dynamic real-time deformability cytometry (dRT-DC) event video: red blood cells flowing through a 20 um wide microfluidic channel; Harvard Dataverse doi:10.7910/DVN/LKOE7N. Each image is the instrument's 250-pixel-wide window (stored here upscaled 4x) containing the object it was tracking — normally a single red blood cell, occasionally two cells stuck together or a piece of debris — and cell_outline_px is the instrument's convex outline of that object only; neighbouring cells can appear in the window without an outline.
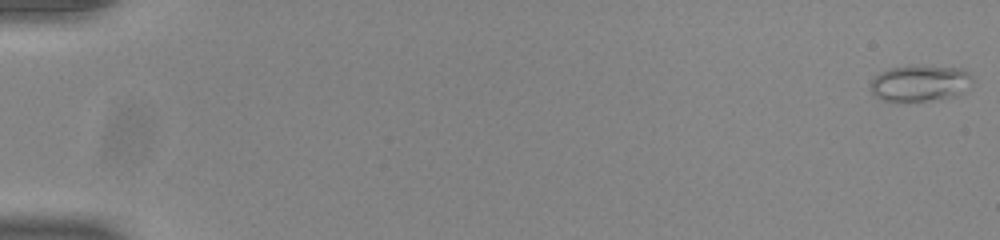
{"species": "common noctule bat (a hibernating species)", "species_latin": "Nyctalus noctula", "temperature_condition": "room temperature", "stored_images_in_passage": 53, "camera_frame_rate_fps": 3000, "um_per_image_px": 0.085, "animal": {"sex": "male", "body_mass_g": 20.0, "forearm_length_mm": 53.3}, "frame": {"image": 1, "passage_image": 1, "time_ms": 0.0, "image_size_px": [1000, 240], "cell_outline_px": [[972, 80], [964, 92], [956, 96], [928, 100], [880, 100], [872, 92], [872, 80], [880, 72], [888, 68], [964, 68], [972, 76]], "centroid_in_image_um": [78.23, 7.1], "position_along_channel_um": 6.8, "area_um2": 20.52}}
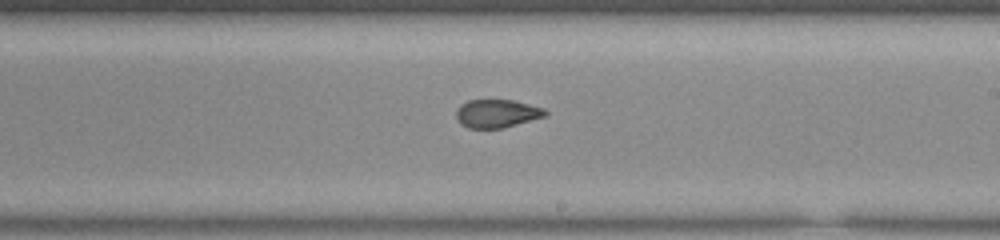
{"frame": {"image": 2, "passage_image": 33, "time_ms": 10.667, "image_size_px": [1000, 240], "cell_outline_px": [[548, 112], [544, 116], [500, 128], [468, 128], [460, 124], [456, 116], [456, 112], [460, 104], [468, 100], [512, 100], [544, 108]], "centroid_in_image_um": [42.19, 9.64], "position_along_channel_um": 246.8, "area_um2": 14.39}}
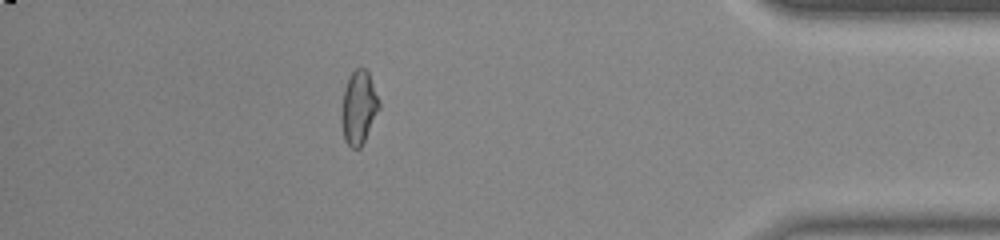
{"frame": {"image": 3, "passage_image": 48, "time_ms": 15.667, "image_size_px": [1000, 240], "cell_outline_px": [[380, 108], [360, 148], [352, 148], [344, 140], [340, 120], [340, 112], [344, 88], [348, 76], [356, 68], [364, 68], [368, 72], [380, 104]], "centroid_in_image_um": [30.45, 9.14], "position_along_channel_um": 404.8, "area_um2": 16.13}, "authors_computed_cell_mechanics": {"area_um2": 16.1262, "velocity_mm_per_s": 3.9137, "shape_relaxation_time_tau1_ms": null, "shape_relaxation_time_tau2_ms": 1.1425, "deformation_change_tau1": null, "deformation_change_tau2": 0.062}}